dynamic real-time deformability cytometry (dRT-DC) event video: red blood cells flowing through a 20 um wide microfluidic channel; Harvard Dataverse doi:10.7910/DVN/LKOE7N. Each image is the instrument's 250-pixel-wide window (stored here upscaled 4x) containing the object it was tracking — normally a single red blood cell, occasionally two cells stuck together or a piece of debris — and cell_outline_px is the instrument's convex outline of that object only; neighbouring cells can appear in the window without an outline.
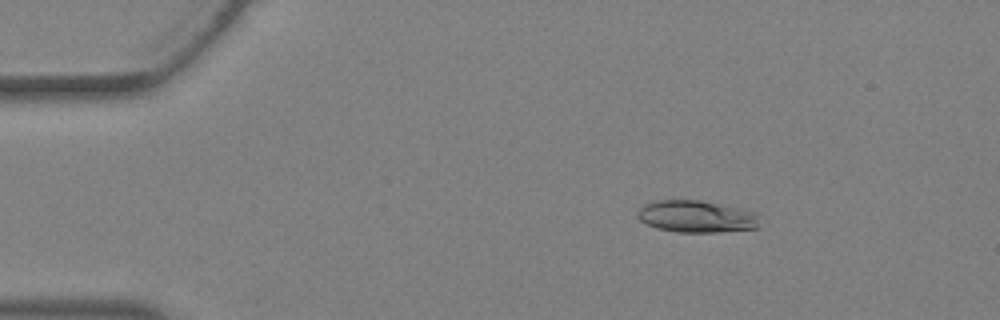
{"species": "Egyptian fruit bat (a non-hibernating species)", "species_latin": "Rousettus aegyptiacus", "temperature_condition": "warm", "stored_images_in_passage": 36, "camera_frame_rate_fps": 3000, "um_per_image_px": 0.085, "animal": {"sex": "female"}, "frame": {"image": 1, "passage_image": 5, "time_ms": 1.333, "image_size_px": [1000, 320], "cell_outline_px": [[760, 228], [720, 232], [676, 232], [656, 228], [640, 220], [636, 216], [636, 212], [644, 204], [656, 200], [700, 200], [740, 208], [752, 212], [756, 216]], "centroid_in_image_um": [59.16, 18.41], "position_along_channel_um": 25.8, "area_um2": 22.77}}
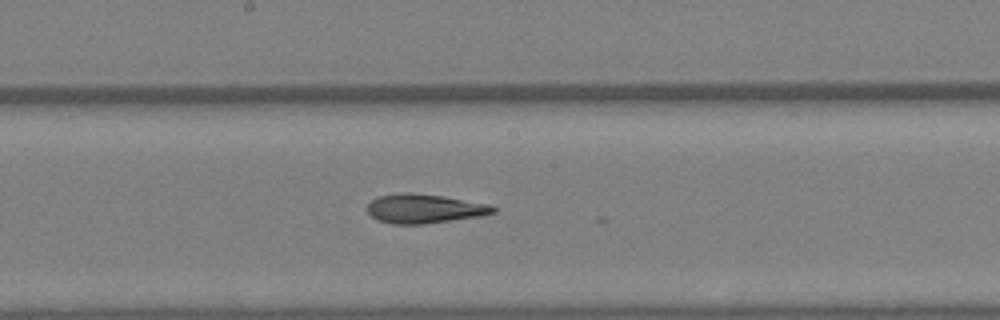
{"frame": {"image": 2, "passage_image": 19, "time_ms": 6.0, "image_size_px": [1000, 320], "cell_outline_px": [[496, 212], [480, 216], [424, 224], [392, 224], [376, 220], [368, 212], [368, 204], [372, 200], [380, 196], [400, 192], [412, 192], [444, 196], [492, 204], [496, 208]], "centroid_in_image_um": [36.09, 17.73], "position_along_channel_um": 212.1, "area_um2": 21.56}}
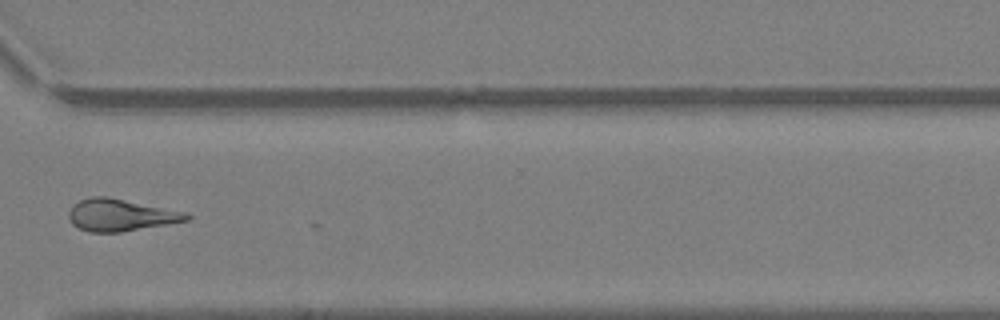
{"frame": {"image": 3, "passage_image": 27, "time_ms": 8.667, "image_size_px": [1000, 320], "cell_outline_px": [[192, 216], [188, 220], [120, 232], [88, 232], [72, 224], [68, 216], [68, 212], [72, 204], [80, 200], [92, 196], [108, 196], [188, 212]], "centroid_in_image_um": [10.24, 18.26], "position_along_channel_um": 360.4, "area_um2": 22.08}}